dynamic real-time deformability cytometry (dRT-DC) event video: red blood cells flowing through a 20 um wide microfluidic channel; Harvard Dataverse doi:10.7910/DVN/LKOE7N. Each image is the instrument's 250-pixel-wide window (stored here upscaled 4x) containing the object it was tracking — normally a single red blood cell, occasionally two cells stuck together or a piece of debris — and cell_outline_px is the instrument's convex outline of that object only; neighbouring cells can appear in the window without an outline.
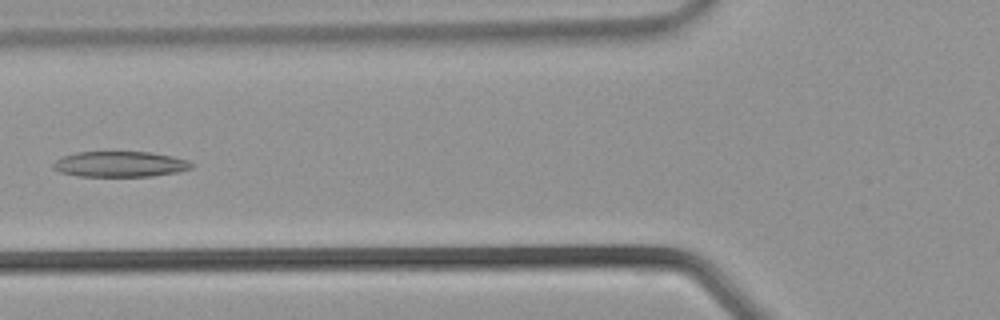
{"species": "common noctule bat (a hibernating species)", "species_latin": "Nyctalus noctula", "temperature_condition": "warm", "stored_images_in_passage": 36, "camera_frame_rate_fps": 3000, "um_per_image_px": 0.085, "animal": {"sex": "male", "body_mass_g": 21.5, "forearm_length_mm": 52.0}, "frame": {"image": 1, "passage_image": 14, "time_ms": 4.333, "image_size_px": [1000, 320], "cell_outline_px": [[196, 164], [192, 168], [176, 172], [152, 176], [80, 176], [60, 172], [52, 168], [52, 164], [56, 160], [64, 156], [76, 152], [148, 152], [172, 156], [188, 160]], "centroid_in_image_um": [10.22, 13.95], "position_along_channel_um": 115.6, "area_um2": 20.58}}
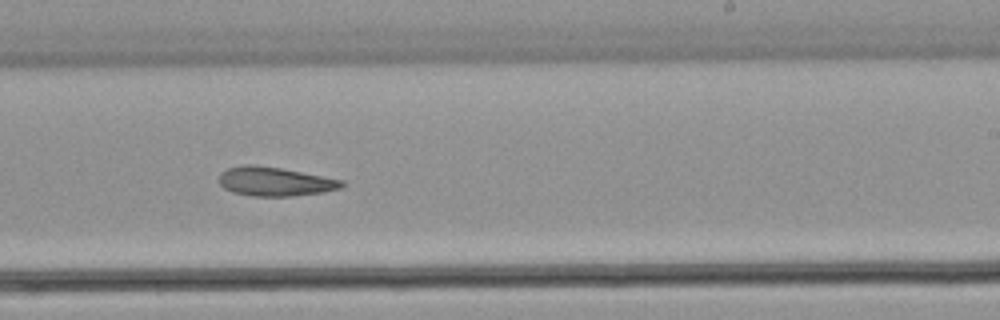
{"frame": {"image": 2, "passage_image": 22, "time_ms": 7.0, "image_size_px": [1000, 320], "cell_outline_px": [[344, 184], [340, 188], [324, 192], [292, 196], [252, 196], [232, 192], [224, 188], [220, 184], [220, 172], [228, 168], [280, 168], [344, 180]], "centroid_in_image_um": [23.44, 15.48], "position_along_channel_um": 265.6, "area_um2": 19.83}}
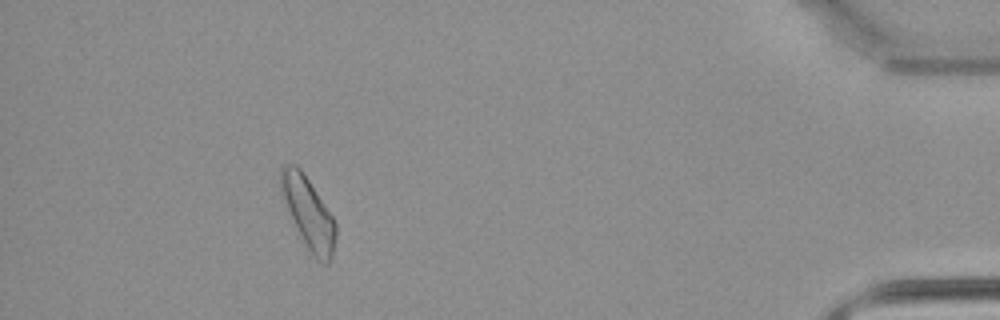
{"frame": {"image": 3, "passage_image": 33, "time_ms": 10.667, "image_size_px": [1000, 320], "cell_outline_px": [[336, 236], [332, 252], [328, 264], [320, 264], [312, 256], [304, 244], [280, 192], [280, 168], [284, 164], [296, 164], [300, 168], [332, 216], [336, 224]], "centroid_in_image_um": [26.2, 18.11], "position_along_channel_um": 409.0, "area_um2": 22.48}}